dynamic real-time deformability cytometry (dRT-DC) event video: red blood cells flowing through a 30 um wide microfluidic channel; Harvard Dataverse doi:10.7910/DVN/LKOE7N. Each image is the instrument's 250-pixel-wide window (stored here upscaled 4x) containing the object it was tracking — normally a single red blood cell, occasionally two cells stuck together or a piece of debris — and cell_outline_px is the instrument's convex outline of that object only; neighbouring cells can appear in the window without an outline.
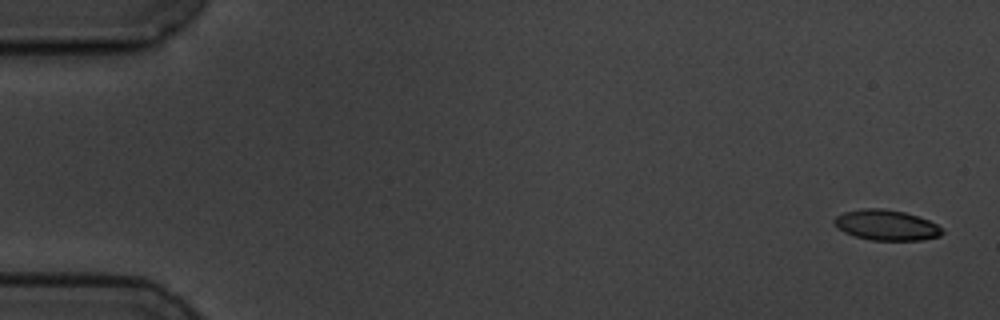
{"species": "common noctule bat (a hibernating species)", "species_latin": "Nyctalus noctula", "temperature_condition": "cold", "stored_images_in_passage": 9, "camera_frame_rate_fps": 3000, "um_per_image_px": 0.085, "animal": {"sex": "male", "body_mass_g": 19.5, "forearm_length_mm": 54.6}, "frame": {"image": 1, "passage_image": 1, "time_ms": 0.0, "image_size_px": [1000, 320], "cell_outline_px": [[944, 232], [940, 236], [920, 240], [872, 240], [856, 236], [844, 232], [832, 220], [836, 216], [844, 212], [864, 208], [884, 208], [904, 212], [928, 220], [944, 228]], "centroid_in_image_um": [75.37, 19.13], "position_along_channel_um": 9.6, "area_um2": 19.02}}
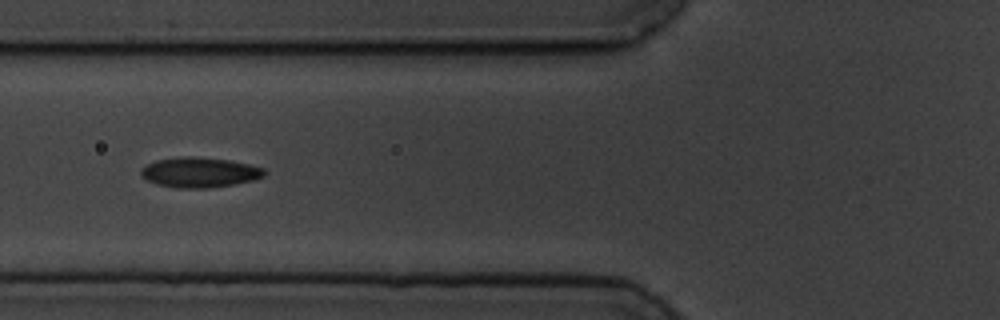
{"frame": {"image": 2, "passage_image": 6, "time_ms": 6.667, "image_size_px": [1000, 320], "cell_outline_px": [[268, 172], [264, 176], [252, 180], [232, 184], [208, 188], [176, 188], [156, 184], [140, 176], [140, 168], [156, 160], [184, 156], [192, 156], [228, 160], [248, 164], [264, 168]], "centroid_in_image_um": [16.94, 14.65], "position_along_channel_um": 108.9, "area_um2": 21.62}}
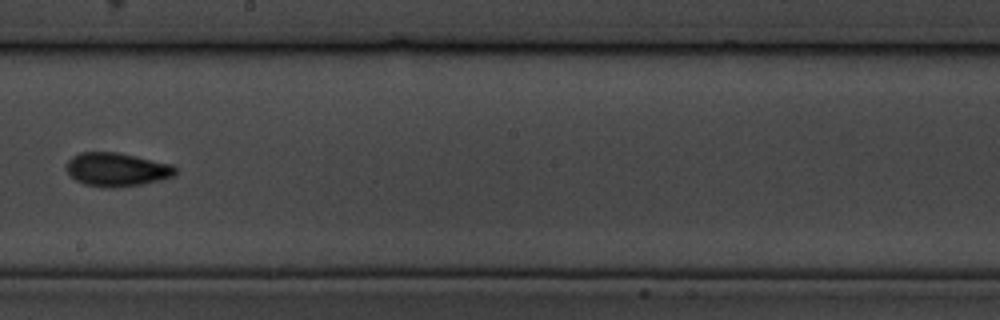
{"frame": {"image": 3, "passage_image": 9, "time_ms": 10.333, "image_size_px": [1000, 320], "cell_outline_px": [[176, 172], [172, 176], [160, 180], [144, 184], [116, 188], [104, 188], [84, 184], [76, 180], [64, 168], [68, 160], [72, 156], [80, 152], [116, 152], [136, 156], [172, 164], [176, 168]], "centroid_in_image_um": [9.9, 14.41], "position_along_channel_um": 238.3, "area_um2": 21.5}}